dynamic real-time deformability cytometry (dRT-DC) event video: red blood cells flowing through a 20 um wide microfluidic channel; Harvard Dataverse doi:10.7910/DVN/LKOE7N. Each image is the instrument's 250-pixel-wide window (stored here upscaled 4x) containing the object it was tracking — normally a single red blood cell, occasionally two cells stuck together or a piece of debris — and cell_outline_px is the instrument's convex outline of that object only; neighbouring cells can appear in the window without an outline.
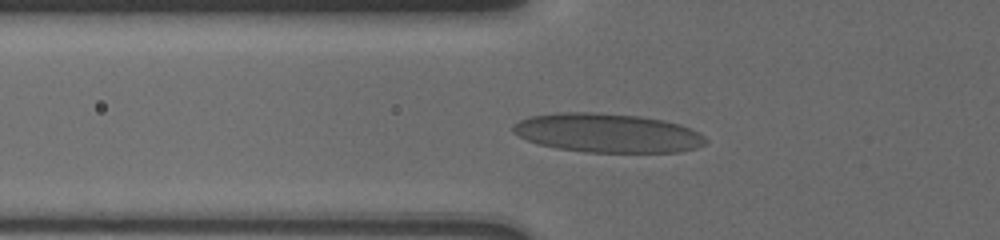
{"species": "human", "species_latin": "Homo sapiens", "temperature_condition": "cold", "stored_images_in_passage": 8, "camera_frame_rate_fps": 3000, "um_per_image_px": 0.085, "donor": {"sex": "male"}, "frame": {"image": 1, "passage_image": 2, "time_ms": 0.333, "image_size_px": [1000, 240], "cell_outline_px": [[708, 140], [704, 144], [696, 148], [680, 152], [584, 152], [556, 148], [540, 144], [528, 140], [512, 132], [512, 128], [520, 120], [528, 116], [560, 112], [588, 112], [640, 116], [664, 120], [680, 124], [700, 132]], "centroid_in_image_um": [51.66, 11.3], "position_along_channel_um": 74.1, "area_um2": 43.81}}
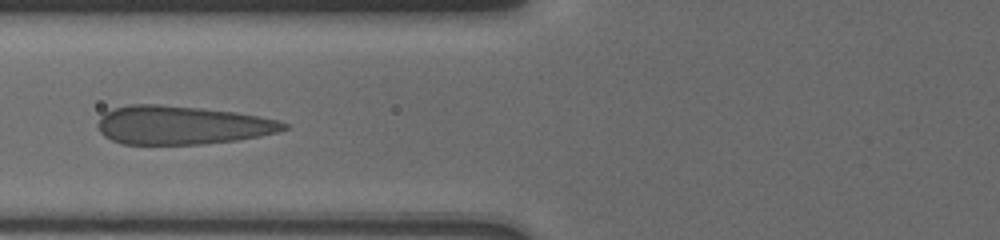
{"frame": {"image": 2, "passage_image": 7, "time_ms": 1.333, "image_size_px": [1000, 240], "cell_outline_px": [[288, 128], [276, 132], [260, 136], [236, 140], [204, 144], [124, 144], [112, 140], [104, 136], [100, 132], [96, 124], [100, 116], [104, 112], [112, 108], [128, 104], [160, 104], [200, 108], [236, 112], [280, 120], [288, 124]], "centroid_in_image_um": [15.42, 10.63], "position_along_channel_um": 110.4, "area_um2": 42.02}}